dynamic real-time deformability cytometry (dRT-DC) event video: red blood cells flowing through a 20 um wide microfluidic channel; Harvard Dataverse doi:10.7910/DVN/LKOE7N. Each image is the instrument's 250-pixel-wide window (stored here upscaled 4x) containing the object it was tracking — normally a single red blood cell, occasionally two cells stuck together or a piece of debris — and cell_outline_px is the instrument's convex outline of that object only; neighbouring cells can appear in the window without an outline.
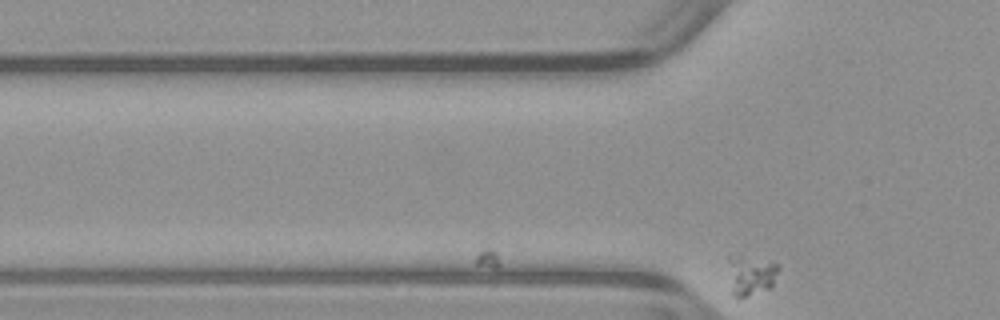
{"species": "common noctule bat (a hibernating species)", "species_latin": "Nyctalus noctula", "temperature_condition": "warm", "stored_images_in_passage": 2, "camera_frame_rate_fps": 3000, "um_per_image_px": 0.085, "animal": {"sex": "male", "body_mass_g": 23.1, "forearm_length_mm": 52.7}, "frame": {"image": 1, "passage_image": 2, "time_ms": 0.333, "image_size_px": [1000, 320], "cell_outline_px": [[780, 268], [772, 284], [768, 288], [744, 296], [736, 296], [732, 292], [728, 260], [728, 256], [740, 256], [772, 260]], "centroid_in_image_um": [63.84, 23.33], "position_along_channel_um": 62.0, "area_um2": 11.33}}